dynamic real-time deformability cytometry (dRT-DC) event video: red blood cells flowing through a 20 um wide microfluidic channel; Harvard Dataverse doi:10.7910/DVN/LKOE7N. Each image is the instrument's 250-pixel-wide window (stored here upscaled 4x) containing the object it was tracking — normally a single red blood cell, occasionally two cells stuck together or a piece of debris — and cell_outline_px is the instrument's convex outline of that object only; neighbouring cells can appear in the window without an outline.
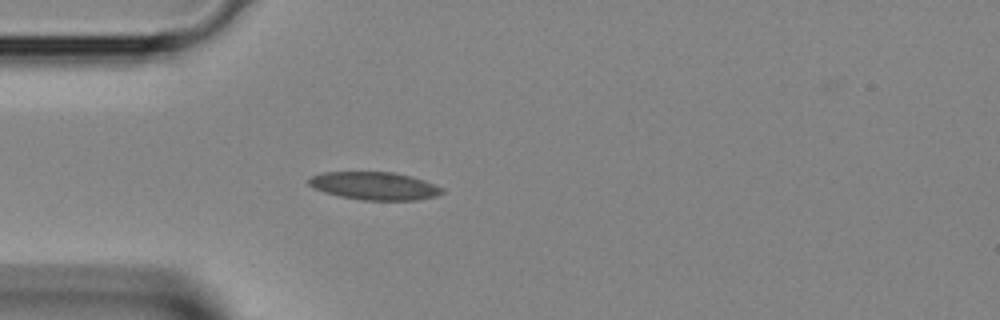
{"species": "Egyptian fruit bat (a non-hibernating species)", "species_latin": "Rousettus aegyptiacus", "temperature_condition": "room temperature", "stored_images_in_passage": 2, "camera_frame_rate_fps": 3000, "um_per_image_px": 0.085, "animal": {"sex": "female"}, "frame": {"image": 1, "passage_image": 2, "time_ms": 0.333, "image_size_px": [1000, 320], "cell_outline_px": [[444, 192], [436, 196], [416, 200], [364, 200], [340, 196], [324, 192], [308, 184], [308, 180], [312, 176], [324, 172], [392, 172], [412, 176], [436, 184], [444, 188]], "centroid_in_image_um": [31.88, 15.8], "position_along_channel_um": 53.1, "area_um2": 21.62}}